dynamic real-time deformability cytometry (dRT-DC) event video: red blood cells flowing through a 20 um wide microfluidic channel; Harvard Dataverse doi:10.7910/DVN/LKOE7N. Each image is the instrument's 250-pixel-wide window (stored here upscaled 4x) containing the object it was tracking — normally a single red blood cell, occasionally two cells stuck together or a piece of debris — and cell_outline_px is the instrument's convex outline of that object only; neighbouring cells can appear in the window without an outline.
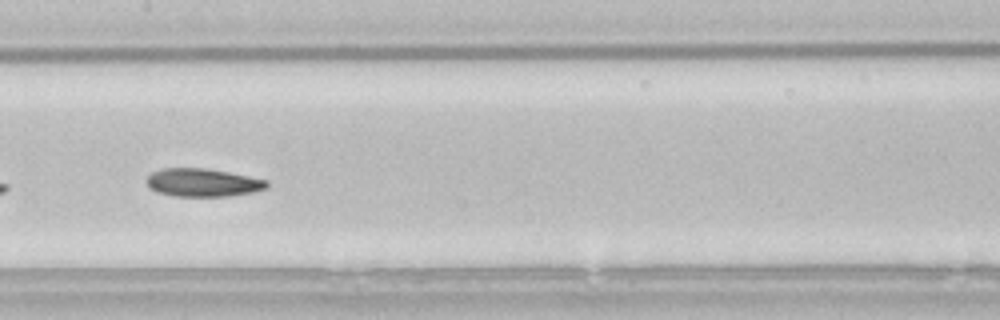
{"species": "common noctule bat (a hibernating species)", "species_latin": "Nyctalus noctula", "temperature_condition": "room temperature", "stored_images_in_passage": 39, "camera_frame_rate_fps": 3000, "um_per_image_px": 0.085, "animal": {"sex": "male", "body_mass_g": 21.5, "forearm_length_mm": 52.0}, "frame": {"image": 1, "passage_image": 12, "time_ms": 3.667, "image_size_px": [1000, 320], "cell_outline_px": [[268, 188], [252, 192], [228, 196], [176, 196], [160, 192], [148, 188], [148, 176], [152, 172], [160, 168], [204, 168], [228, 172], [268, 180]], "centroid_in_image_um": [17.25, 15.51], "position_along_channel_um": 190.2, "area_um2": 19.54}, "authors_computed_cell_mechanics": {"area_um2": 19.9988, "velocity_mm_per_s": 3.7807, "shape_relaxation_time_tau1_ms": null, "shape_relaxation_time_tau2_ms": 7.9173, "deformation_change_tau1": null, "deformation_change_tau2": 0.1537}}